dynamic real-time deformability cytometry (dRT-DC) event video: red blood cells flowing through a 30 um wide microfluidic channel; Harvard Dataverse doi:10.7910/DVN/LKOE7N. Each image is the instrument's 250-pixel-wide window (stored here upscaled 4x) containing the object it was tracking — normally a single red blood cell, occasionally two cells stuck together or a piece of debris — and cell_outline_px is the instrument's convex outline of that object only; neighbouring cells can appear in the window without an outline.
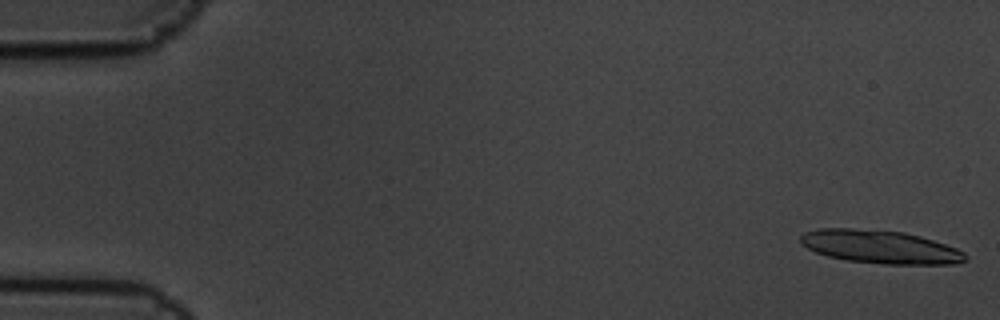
{"species": "common noctule bat (a hibernating species)", "species_latin": "Nyctalus noctula", "temperature_condition": "cold", "stored_images_in_passage": 6, "camera_frame_rate_fps": 3000, "um_per_image_px": 0.085, "animal": {"sex": "male", "body_mass_g": 19.5, "forearm_length_mm": 54.6}, "frame": {"image": 1, "passage_image": 1, "time_ms": 0.0, "image_size_px": [1000, 320], "cell_outline_px": [[968, 260], [952, 264], [884, 264], [848, 260], [828, 256], [816, 252], [800, 244], [800, 236], [804, 232], [820, 228], [852, 228], [904, 232], [920, 236], [956, 248], [964, 252], [968, 256]], "centroid_in_image_um": [74.81, 20.98], "position_along_channel_um": 10.2, "area_um2": 31.85}}